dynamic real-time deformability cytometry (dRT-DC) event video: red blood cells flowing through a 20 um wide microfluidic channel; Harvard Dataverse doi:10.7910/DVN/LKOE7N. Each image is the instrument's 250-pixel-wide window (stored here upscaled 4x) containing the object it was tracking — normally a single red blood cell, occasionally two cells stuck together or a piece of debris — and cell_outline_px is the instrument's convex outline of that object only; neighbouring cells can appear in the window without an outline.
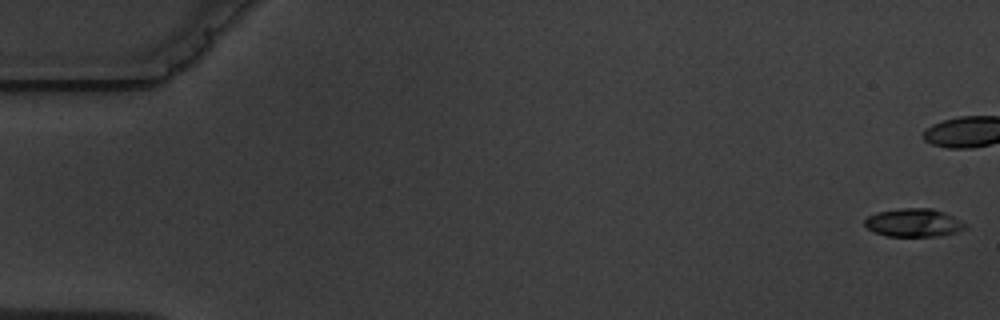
{"species": "common noctule bat (a hibernating species)", "species_latin": "Nyctalus noctula", "temperature_condition": "warm", "stored_images_in_passage": 9, "camera_frame_rate_fps": 3000, "um_per_image_px": 0.085, "animal": {"sex": "male", "body_mass_g": 19.5, "forearm_length_mm": 54.6}, "frame": {"image": 1, "passage_image": 1, "time_ms": 0.0, "image_size_px": [1000, 320], "cell_outline_px": [[968, 228], [956, 232], [936, 236], [888, 236], [876, 232], [868, 228], [864, 224], [864, 220], [868, 216], [880, 212], [904, 208], [932, 208], [944, 212], [968, 224]], "centroid_in_image_um": [77.71, 18.93], "position_along_channel_um": 7.3, "area_um2": 16.36}}
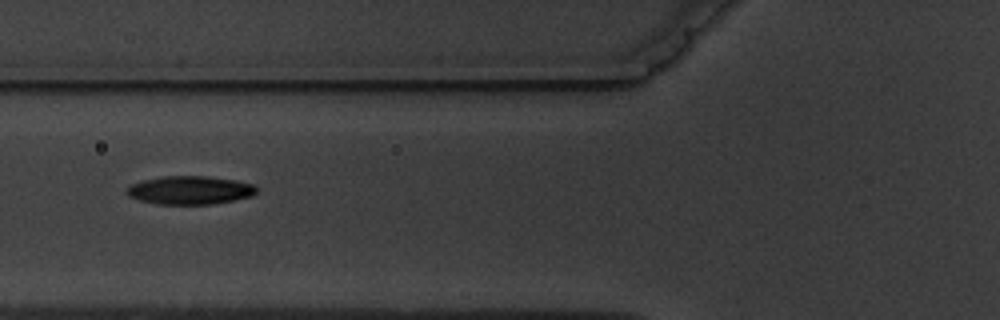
{"frame": {"image": 2, "passage_image": 7, "time_ms": 8.0, "image_size_px": [1000, 320], "cell_outline_px": [[256, 192], [252, 196], [212, 204], [156, 204], [140, 200], [128, 196], [124, 192], [132, 184], [144, 180], [160, 176], [208, 176], [236, 180], [256, 184]], "centroid_in_image_um": [16.15, 16.16], "position_along_channel_um": 109.7, "area_um2": 21.5}}
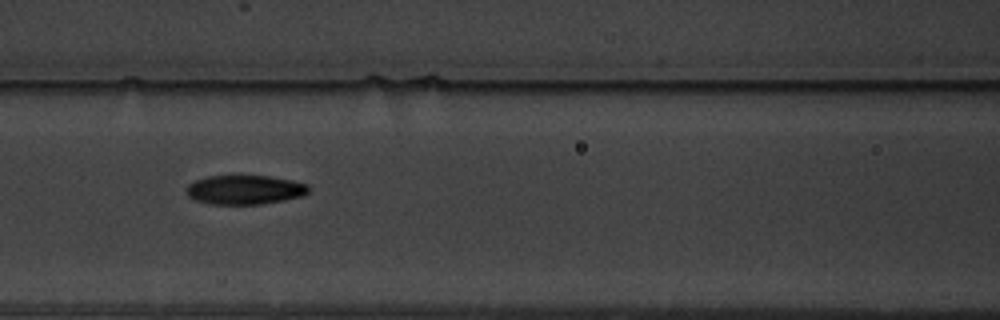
{"frame": {"image": 3, "passage_image": 8, "time_ms": 9.0, "image_size_px": [1000, 320], "cell_outline_px": [[312, 188], [304, 196], [284, 200], [260, 204], [208, 204], [196, 200], [188, 196], [184, 192], [184, 188], [188, 184], [196, 180], [208, 176], [268, 176], [292, 180], [308, 184]], "centroid_in_image_um": [20.81, 16.13], "position_along_channel_um": 145.8, "area_um2": 21.04}}